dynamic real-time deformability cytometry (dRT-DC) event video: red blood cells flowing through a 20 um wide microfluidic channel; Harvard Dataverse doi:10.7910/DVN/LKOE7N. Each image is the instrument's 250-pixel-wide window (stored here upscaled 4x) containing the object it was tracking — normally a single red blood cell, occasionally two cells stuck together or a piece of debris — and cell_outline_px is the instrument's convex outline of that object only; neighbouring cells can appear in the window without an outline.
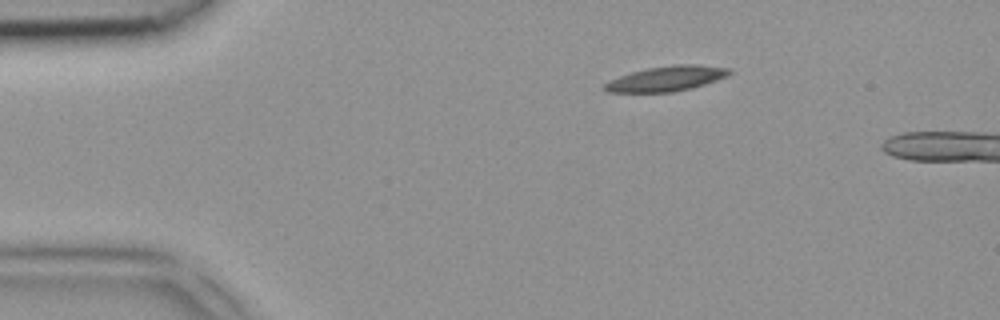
{"species": "common noctule bat (a hibernating species)", "species_latin": "Nyctalus noctula", "temperature_condition": "room temperature", "stored_images_in_passage": 4, "camera_frame_rate_fps": 3000, "um_per_image_px": 0.085, "animal": {"sex": "female", "body_mass_g": 18.4}, "frame": {"image": 1, "passage_image": 1, "time_ms": 0.0, "image_size_px": [1000, 320], "cell_outline_px": [[732, 72], [728, 76], [692, 88], [672, 92], [608, 92], [600, 88], [608, 80], [632, 72], [648, 68], [672, 64], [692, 64], [728, 68]], "centroid_in_image_um": [56.61, 6.68], "position_along_channel_um": 28.4, "area_um2": 18.21}}
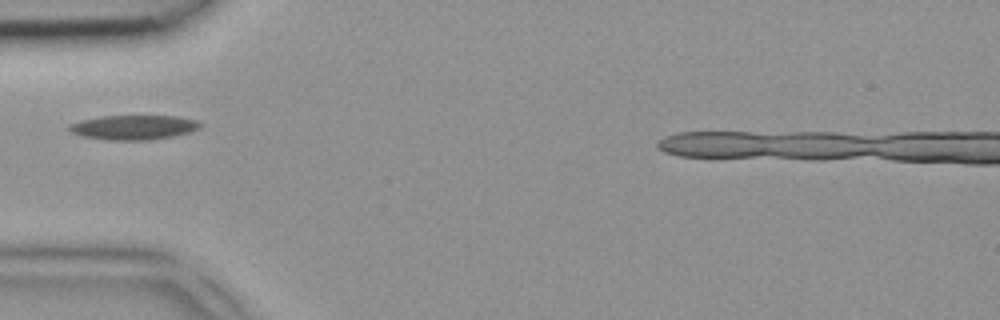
{"frame": {"image": 2, "passage_image": 3, "time_ms": 0.667, "image_size_px": [1000, 320], "cell_outline_px": [[204, 124], [200, 128], [188, 132], [172, 136], [152, 140], [108, 140], [80, 136], [64, 128], [68, 124], [80, 120], [100, 116], [176, 116], [196, 120]], "centroid_in_image_um": [11.31, 10.82], "position_along_channel_um": 73.7, "area_um2": 18.96}}